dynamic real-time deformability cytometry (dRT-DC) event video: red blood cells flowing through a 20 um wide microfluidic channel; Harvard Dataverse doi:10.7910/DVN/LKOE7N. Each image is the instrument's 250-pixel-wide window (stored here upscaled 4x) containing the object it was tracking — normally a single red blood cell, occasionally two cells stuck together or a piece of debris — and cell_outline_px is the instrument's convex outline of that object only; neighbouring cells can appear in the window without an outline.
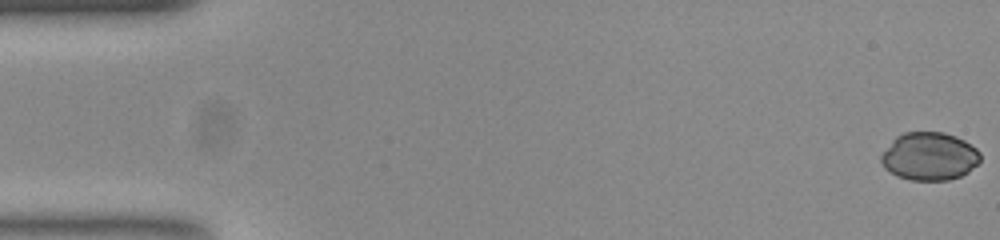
{"species": "common noctule bat (a hibernating species)", "species_latin": "Nyctalus noctula", "temperature_condition": "room temperature", "stored_images_in_passage": 53, "camera_frame_rate_fps": 3000, "um_per_image_px": 0.085, "animal": {"sex": "female", "body_mass_g": 23.0, "forearm_length_mm": 53.4}, "frame": {"image": 1, "passage_image": 1, "time_ms": 0.0, "image_size_px": [1000, 240], "cell_outline_px": [[980, 160], [968, 172], [960, 176], [948, 180], [912, 180], [896, 176], [884, 168], [880, 160], [880, 156], [892, 140], [896, 136], [904, 132], [944, 132], [956, 136], [964, 140], [976, 148], [980, 152]], "centroid_in_image_um": [78.98, 13.28], "position_along_channel_um": 6.0, "area_um2": 27.8}}
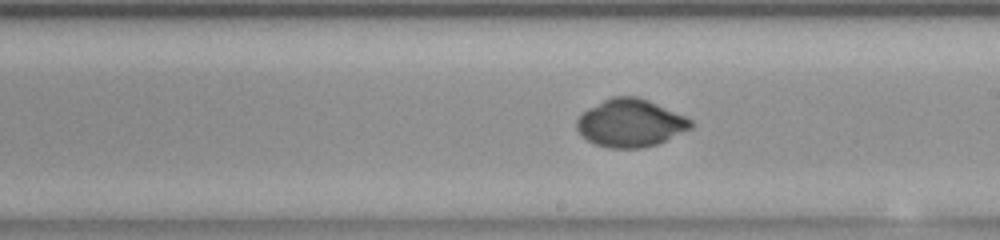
{"frame": {"image": 2, "passage_image": 30, "time_ms": 9.667, "image_size_px": [1000, 240], "cell_outline_px": [[692, 128], [656, 144], [640, 148], [608, 148], [596, 144], [588, 140], [576, 128], [576, 120], [588, 108], [612, 96], [636, 96], [648, 100], [684, 116], [692, 120]], "centroid_in_image_um": [53.57, 10.46], "position_along_channel_um": 235.4, "area_um2": 31.33}}
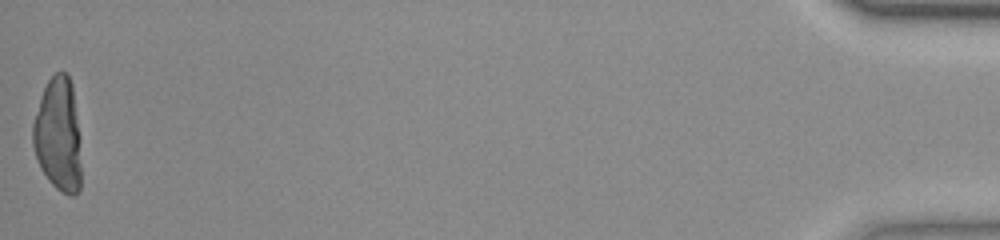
{"frame": {"image": 3, "passage_image": 53, "time_ms": 17.333, "image_size_px": [1000, 240], "cell_outline_px": [[80, 188], [72, 196], [68, 196], [56, 188], [48, 180], [40, 168], [36, 160], [32, 144], [32, 124], [40, 96], [48, 80], [56, 72], [68, 72], [72, 84], [80, 136]], "centroid_in_image_um": [4.93, 11.45], "position_along_channel_um": 430.3, "area_um2": 32.54}}